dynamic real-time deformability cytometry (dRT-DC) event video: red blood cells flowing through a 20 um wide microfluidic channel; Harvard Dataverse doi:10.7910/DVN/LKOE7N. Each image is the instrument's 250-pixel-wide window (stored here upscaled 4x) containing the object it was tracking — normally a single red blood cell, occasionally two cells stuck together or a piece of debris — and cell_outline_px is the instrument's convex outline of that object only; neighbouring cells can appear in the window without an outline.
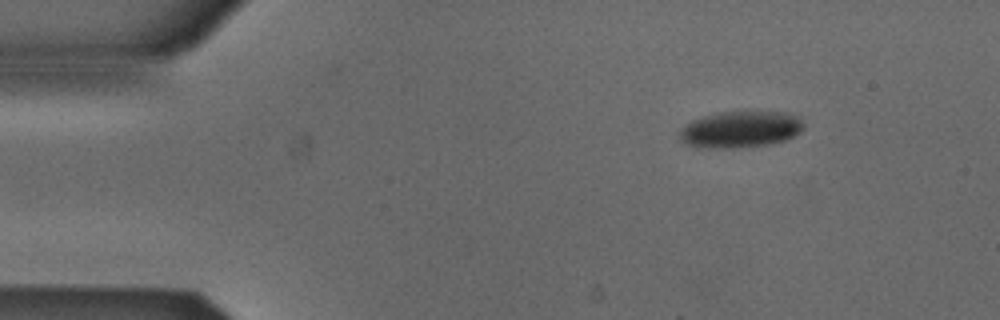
{"species": "Egyptian fruit bat (a non-hibernating species)", "species_latin": "Rousettus aegyptiacus", "temperature_condition": "cold", "stored_images_in_passage": 47, "camera_frame_rate_fps": 3000, "um_per_image_px": 0.085, "animal": {"sex": "male"}, "frame": {"image": 1, "passage_image": 1, "time_ms": 0.0, "image_size_px": [1000, 320], "cell_outline_px": [[804, 128], [800, 132], [784, 140], [768, 144], [748, 148], [696, 148], [688, 144], [680, 136], [680, 132], [692, 120], [704, 116], [720, 112], [788, 112], [796, 116], [804, 124]], "centroid_in_image_um": [62.97, 11.01], "position_along_channel_um": 22.0, "area_um2": 26.24}}
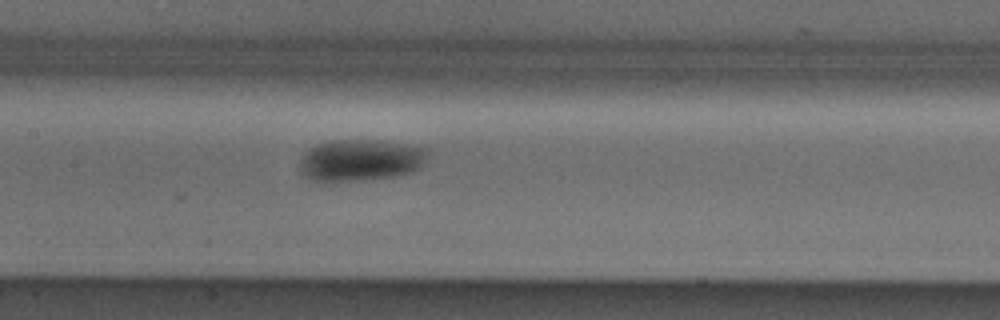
{"frame": {"image": 2, "passage_image": 19, "time_ms": 6.0, "image_size_px": [1000, 320], "cell_outline_px": [[428, 148], [424, 164], [420, 168], [412, 172], [400, 176], [364, 180], [320, 184], [304, 176], [300, 172], [300, 164], [304, 152], [316, 144], [332, 140], [384, 140]], "centroid_in_image_um": [30.62, 13.64], "position_along_channel_um": 176.8, "area_um2": 32.02}}
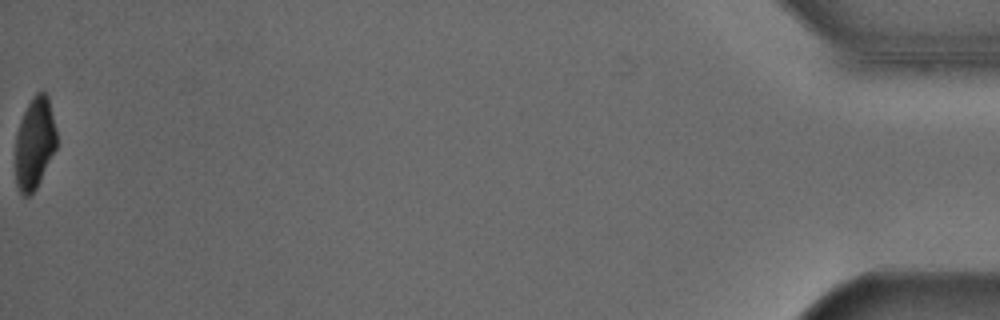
{"frame": {"image": 3, "passage_image": 47, "time_ms": 15.333, "image_size_px": [1000, 320], "cell_outline_px": [[56, 148], [36, 188], [28, 196], [24, 196], [20, 192], [16, 184], [16, 136], [20, 120], [32, 96], [36, 92], [44, 92], [48, 96], [56, 132]], "centroid_in_image_um": [2.94, 12.16], "position_along_channel_um": 432.3, "area_um2": 21.68}}